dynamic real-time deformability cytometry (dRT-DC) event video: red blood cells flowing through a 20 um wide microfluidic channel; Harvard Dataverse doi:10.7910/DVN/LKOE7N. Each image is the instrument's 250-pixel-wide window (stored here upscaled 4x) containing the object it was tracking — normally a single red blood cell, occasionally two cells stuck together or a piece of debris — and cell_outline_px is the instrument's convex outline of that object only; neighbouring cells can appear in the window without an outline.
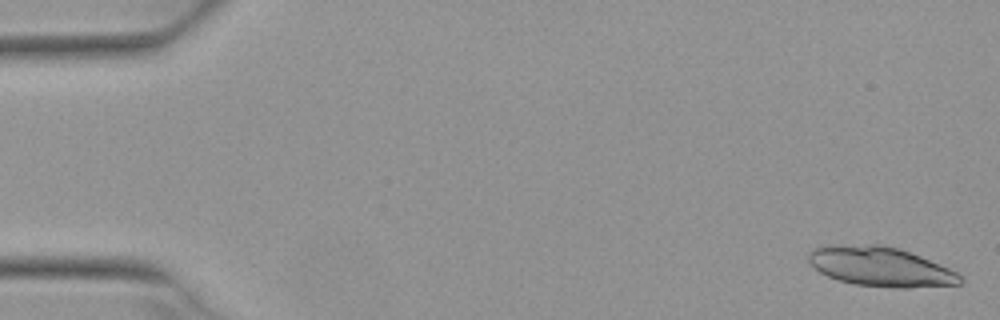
{"species": "Egyptian fruit bat (a non-hibernating species)", "species_latin": "Rousettus aegyptiacus", "temperature_condition": "warm", "stored_images_in_passage": 6, "camera_frame_rate_fps": 3000, "um_per_image_px": 0.085, "animal": {"sex": "female"}, "frame": {"image": 1, "passage_image": 1, "time_ms": 0.0, "image_size_px": [1000, 320], "cell_outline_px": [[964, 280], [960, 284], [908, 288], [900, 288], [856, 284], [840, 280], [828, 276], [820, 272], [808, 260], [808, 252], [816, 248], [832, 244], [880, 244], [896, 248], [920, 256], [948, 268], [964, 276]], "centroid_in_image_um": [74.85, 22.66], "position_along_channel_um": 10.1, "area_um2": 34.68}}